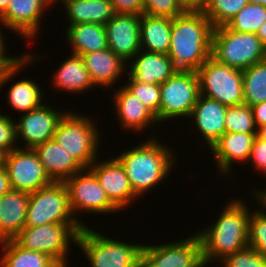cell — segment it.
Wrapping results in <instances>:
<instances>
[{"label": "cell", "instance_id": "obj_1", "mask_svg": "<svg viewBox=\"0 0 266 267\" xmlns=\"http://www.w3.org/2000/svg\"><path fill=\"white\" fill-rule=\"evenodd\" d=\"M234 198L224 203L216 221L196 231L202 243L203 260L210 266L246 248L248 245L249 218L253 208L246 199ZM213 261V262H212ZM217 261V262H216ZM210 264V265H209Z\"/></svg>", "mask_w": 266, "mask_h": 267}, {"label": "cell", "instance_id": "obj_2", "mask_svg": "<svg viewBox=\"0 0 266 267\" xmlns=\"http://www.w3.org/2000/svg\"><path fill=\"white\" fill-rule=\"evenodd\" d=\"M149 135L151 137L145 136L143 143L114 156L122 164L130 186L138 198H143L145 193L153 191L158 184L168 179L178 163L179 155L175 156L171 146L162 144L156 135Z\"/></svg>", "mask_w": 266, "mask_h": 267}, {"label": "cell", "instance_id": "obj_3", "mask_svg": "<svg viewBox=\"0 0 266 267\" xmlns=\"http://www.w3.org/2000/svg\"><path fill=\"white\" fill-rule=\"evenodd\" d=\"M213 30L203 11H185L172 19L168 56L177 70L196 72L211 56Z\"/></svg>", "mask_w": 266, "mask_h": 267}, {"label": "cell", "instance_id": "obj_4", "mask_svg": "<svg viewBox=\"0 0 266 267\" xmlns=\"http://www.w3.org/2000/svg\"><path fill=\"white\" fill-rule=\"evenodd\" d=\"M101 233L87 225L78 234L76 246L84 253L89 267H140L143 244H130Z\"/></svg>", "mask_w": 266, "mask_h": 267}, {"label": "cell", "instance_id": "obj_5", "mask_svg": "<svg viewBox=\"0 0 266 267\" xmlns=\"http://www.w3.org/2000/svg\"><path fill=\"white\" fill-rule=\"evenodd\" d=\"M97 125L93 117L68 110L59 121L53 139L84 168H89L99 157L100 139L104 134Z\"/></svg>", "mask_w": 266, "mask_h": 267}, {"label": "cell", "instance_id": "obj_6", "mask_svg": "<svg viewBox=\"0 0 266 267\" xmlns=\"http://www.w3.org/2000/svg\"><path fill=\"white\" fill-rule=\"evenodd\" d=\"M211 57L221 64L244 70L266 60V47L256 34L239 33L223 25L213 30Z\"/></svg>", "mask_w": 266, "mask_h": 267}, {"label": "cell", "instance_id": "obj_7", "mask_svg": "<svg viewBox=\"0 0 266 267\" xmlns=\"http://www.w3.org/2000/svg\"><path fill=\"white\" fill-rule=\"evenodd\" d=\"M82 228L81 224L25 226L13 240L22 248L46 253L55 261H69L70 245H77Z\"/></svg>", "mask_w": 266, "mask_h": 267}, {"label": "cell", "instance_id": "obj_8", "mask_svg": "<svg viewBox=\"0 0 266 267\" xmlns=\"http://www.w3.org/2000/svg\"><path fill=\"white\" fill-rule=\"evenodd\" d=\"M196 73L201 95L226 106L243 104L242 70L221 64L210 56Z\"/></svg>", "mask_w": 266, "mask_h": 267}, {"label": "cell", "instance_id": "obj_9", "mask_svg": "<svg viewBox=\"0 0 266 267\" xmlns=\"http://www.w3.org/2000/svg\"><path fill=\"white\" fill-rule=\"evenodd\" d=\"M44 224H80L71 211L63 182H52L29 194L25 226Z\"/></svg>", "mask_w": 266, "mask_h": 267}, {"label": "cell", "instance_id": "obj_10", "mask_svg": "<svg viewBox=\"0 0 266 267\" xmlns=\"http://www.w3.org/2000/svg\"><path fill=\"white\" fill-rule=\"evenodd\" d=\"M160 89L158 127L168 120L190 117L200 95L199 79L196 72L177 70L160 85Z\"/></svg>", "mask_w": 266, "mask_h": 267}, {"label": "cell", "instance_id": "obj_11", "mask_svg": "<svg viewBox=\"0 0 266 267\" xmlns=\"http://www.w3.org/2000/svg\"><path fill=\"white\" fill-rule=\"evenodd\" d=\"M63 183L68 192L69 205L74 218L83 227L87 225L78 217L80 213L106 214L107 216L109 213L112 215L120 213V210L107 197L96 176L88 168L74 174Z\"/></svg>", "mask_w": 266, "mask_h": 267}, {"label": "cell", "instance_id": "obj_12", "mask_svg": "<svg viewBox=\"0 0 266 267\" xmlns=\"http://www.w3.org/2000/svg\"><path fill=\"white\" fill-rule=\"evenodd\" d=\"M192 234L188 238L159 245L143 242L140 267H209L204 263L198 234Z\"/></svg>", "mask_w": 266, "mask_h": 267}, {"label": "cell", "instance_id": "obj_13", "mask_svg": "<svg viewBox=\"0 0 266 267\" xmlns=\"http://www.w3.org/2000/svg\"><path fill=\"white\" fill-rule=\"evenodd\" d=\"M16 149L6 154L5 168L11 188L28 194L52 183L34 149Z\"/></svg>", "mask_w": 266, "mask_h": 267}, {"label": "cell", "instance_id": "obj_14", "mask_svg": "<svg viewBox=\"0 0 266 267\" xmlns=\"http://www.w3.org/2000/svg\"><path fill=\"white\" fill-rule=\"evenodd\" d=\"M42 56L43 55L39 56L37 53H27L26 57L11 71H8L0 76V90L7 84L10 85L9 82L11 83L12 79H17V81L13 82L8 89L6 88L7 96L5 98H7L6 102L9 104V107L13 108L11 110L17 111L18 114L36 109L45 101L43 100V91L45 90H43V88L41 89L39 82L36 83L35 79L32 80L30 77L29 79L21 78L20 80L17 78V74H20L22 69L28 68L26 67L27 65L32 66V63L39 62L38 59L42 60Z\"/></svg>", "mask_w": 266, "mask_h": 267}, {"label": "cell", "instance_id": "obj_15", "mask_svg": "<svg viewBox=\"0 0 266 267\" xmlns=\"http://www.w3.org/2000/svg\"><path fill=\"white\" fill-rule=\"evenodd\" d=\"M49 101L43 103L36 109L21 113L16 121V137L22 148L34 149L37 145L53 139L56 127L65 115V110L50 105ZM48 103V104H47ZM54 107V108H53Z\"/></svg>", "mask_w": 266, "mask_h": 267}, {"label": "cell", "instance_id": "obj_16", "mask_svg": "<svg viewBox=\"0 0 266 267\" xmlns=\"http://www.w3.org/2000/svg\"><path fill=\"white\" fill-rule=\"evenodd\" d=\"M53 7L51 0H10L6 10L0 15V23L26 40H35L42 29L44 13ZM46 10V11H45Z\"/></svg>", "mask_w": 266, "mask_h": 267}, {"label": "cell", "instance_id": "obj_17", "mask_svg": "<svg viewBox=\"0 0 266 267\" xmlns=\"http://www.w3.org/2000/svg\"><path fill=\"white\" fill-rule=\"evenodd\" d=\"M111 157L106 161L99 160L98 157L88 169L96 176L109 200L122 211L128 209V206L130 208L138 197L130 186L122 164L115 157Z\"/></svg>", "mask_w": 266, "mask_h": 267}, {"label": "cell", "instance_id": "obj_18", "mask_svg": "<svg viewBox=\"0 0 266 267\" xmlns=\"http://www.w3.org/2000/svg\"><path fill=\"white\" fill-rule=\"evenodd\" d=\"M256 135L257 133L225 132L211 146L209 150L219 175H224L228 180L233 173L234 163L248 164Z\"/></svg>", "mask_w": 266, "mask_h": 267}, {"label": "cell", "instance_id": "obj_19", "mask_svg": "<svg viewBox=\"0 0 266 267\" xmlns=\"http://www.w3.org/2000/svg\"><path fill=\"white\" fill-rule=\"evenodd\" d=\"M108 48L128 63L141 50L140 15L115 14L105 24Z\"/></svg>", "mask_w": 266, "mask_h": 267}, {"label": "cell", "instance_id": "obj_20", "mask_svg": "<svg viewBox=\"0 0 266 267\" xmlns=\"http://www.w3.org/2000/svg\"><path fill=\"white\" fill-rule=\"evenodd\" d=\"M118 88V89H117ZM114 89L113 94L111 95L112 106H114V113L119 127L124 131L129 130L135 134L140 131L146 133L145 130L152 128L153 125H157L158 120L156 115L144 105L138 98H136L133 93H131L124 85L117 86ZM115 100V101H114ZM152 125V126H151Z\"/></svg>", "mask_w": 266, "mask_h": 267}, {"label": "cell", "instance_id": "obj_21", "mask_svg": "<svg viewBox=\"0 0 266 267\" xmlns=\"http://www.w3.org/2000/svg\"><path fill=\"white\" fill-rule=\"evenodd\" d=\"M228 106L219 103L217 100L210 99L203 95L199 98L193 107L189 119L193 120L203 140L202 145L206 144L208 151L211 146L226 132L225 115Z\"/></svg>", "mask_w": 266, "mask_h": 267}, {"label": "cell", "instance_id": "obj_22", "mask_svg": "<svg viewBox=\"0 0 266 267\" xmlns=\"http://www.w3.org/2000/svg\"><path fill=\"white\" fill-rule=\"evenodd\" d=\"M130 61L125 73L135 82L161 85L177 71L168 54L141 49Z\"/></svg>", "mask_w": 266, "mask_h": 267}, {"label": "cell", "instance_id": "obj_23", "mask_svg": "<svg viewBox=\"0 0 266 267\" xmlns=\"http://www.w3.org/2000/svg\"><path fill=\"white\" fill-rule=\"evenodd\" d=\"M94 85L112 90L124 78L127 63L109 48L81 55ZM115 85V86H114ZM109 89V90H108Z\"/></svg>", "mask_w": 266, "mask_h": 267}, {"label": "cell", "instance_id": "obj_24", "mask_svg": "<svg viewBox=\"0 0 266 267\" xmlns=\"http://www.w3.org/2000/svg\"><path fill=\"white\" fill-rule=\"evenodd\" d=\"M34 150L52 182H64L85 169L54 139L37 145Z\"/></svg>", "mask_w": 266, "mask_h": 267}, {"label": "cell", "instance_id": "obj_25", "mask_svg": "<svg viewBox=\"0 0 266 267\" xmlns=\"http://www.w3.org/2000/svg\"><path fill=\"white\" fill-rule=\"evenodd\" d=\"M29 194L11 189L0 197V242L13 240L25 227Z\"/></svg>", "mask_w": 266, "mask_h": 267}, {"label": "cell", "instance_id": "obj_26", "mask_svg": "<svg viewBox=\"0 0 266 267\" xmlns=\"http://www.w3.org/2000/svg\"><path fill=\"white\" fill-rule=\"evenodd\" d=\"M71 56V57H70ZM70 56L64 59L60 63V66L57 70H54L52 78L53 89H56L61 92H67L70 94H80L93 90V87L96 88L94 83L91 80L90 74L86 69L82 56L78 54L71 53Z\"/></svg>", "mask_w": 266, "mask_h": 267}, {"label": "cell", "instance_id": "obj_27", "mask_svg": "<svg viewBox=\"0 0 266 267\" xmlns=\"http://www.w3.org/2000/svg\"><path fill=\"white\" fill-rule=\"evenodd\" d=\"M67 23H94L105 25L114 15L111 0H62ZM69 21V22H68Z\"/></svg>", "mask_w": 266, "mask_h": 267}, {"label": "cell", "instance_id": "obj_28", "mask_svg": "<svg viewBox=\"0 0 266 267\" xmlns=\"http://www.w3.org/2000/svg\"><path fill=\"white\" fill-rule=\"evenodd\" d=\"M172 18L140 15L141 49L168 54L171 44Z\"/></svg>", "mask_w": 266, "mask_h": 267}, {"label": "cell", "instance_id": "obj_29", "mask_svg": "<svg viewBox=\"0 0 266 267\" xmlns=\"http://www.w3.org/2000/svg\"><path fill=\"white\" fill-rule=\"evenodd\" d=\"M67 27L65 34L72 53L83 55L108 48L105 25L79 23Z\"/></svg>", "mask_w": 266, "mask_h": 267}, {"label": "cell", "instance_id": "obj_30", "mask_svg": "<svg viewBox=\"0 0 266 267\" xmlns=\"http://www.w3.org/2000/svg\"><path fill=\"white\" fill-rule=\"evenodd\" d=\"M0 245L3 250L0 267H50L55 262L48 254L24 249L14 240L0 242Z\"/></svg>", "mask_w": 266, "mask_h": 267}, {"label": "cell", "instance_id": "obj_31", "mask_svg": "<svg viewBox=\"0 0 266 267\" xmlns=\"http://www.w3.org/2000/svg\"><path fill=\"white\" fill-rule=\"evenodd\" d=\"M243 97L248 106H253L266 101V60L255 63L242 70Z\"/></svg>", "mask_w": 266, "mask_h": 267}, {"label": "cell", "instance_id": "obj_32", "mask_svg": "<svg viewBox=\"0 0 266 267\" xmlns=\"http://www.w3.org/2000/svg\"><path fill=\"white\" fill-rule=\"evenodd\" d=\"M264 22H266V7L248 3L226 26L239 33L256 34Z\"/></svg>", "mask_w": 266, "mask_h": 267}, {"label": "cell", "instance_id": "obj_33", "mask_svg": "<svg viewBox=\"0 0 266 267\" xmlns=\"http://www.w3.org/2000/svg\"><path fill=\"white\" fill-rule=\"evenodd\" d=\"M250 191L249 194L254 197L252 201L257 203L259 209L252 210L249 218L248 245L266 258V209L259 204L256 194Z\"/></svg>", "mask_w": 266, "mask_h": 267}, {"label": "cell", "instance_id": "obj_34", "mask_svg": "<svg viewBox=\"0 0 266 267\" xmlns=\"http://www.w3.org/2000/svg\"><path fill=\"white\" fill-rule=\"evenodd\" d=\"M248 3L249 0H208L203 12L215 28L227 25Z\"/></svg>", "mask_w": 266, "mask_h": 267}, {"label": "cell", "instance_id": "obj_35", "mask_svg": "<svg viewBox=\"0 0 266 267\" xmlns=\"http://www.w3.org/2000/svg\"><path fill=\"white\" fill-rule=\"evenodd\" d=\"M225 128L226 132L257 133L252 108L246 104L228 106Z\"/></svg>", "mask_w": 266, "mask_h": 267}, {"label": "cell", "instance_id": "obj_36", "mask_svg": "<svg viewBox=\"0 0 266 267\" xmlns=\"http://www.w3.org/2000/svg\"><path fill=\"white\" fill-rule=\"evenodd\" d=\"M125 76L128 80L125 81L124 86L156 115L159 123L160 85L135 82L128 74Z\"/></svg>", "mask_w": 266, "mask_h": 267}, {"label": "cell", "instance_id": "obj_37", "mask_svg": "<svg viewBox=\"0 0 266 267\" xmlns=\"http://www.w3.org/2000/svg\"><path fill=\"white\" fill-rule=\"evenodd\" d=\"M221 264V265H220ZM220 267H266V258L252 247L235 252L219 263Z\"/></svg>", "mask_w": 266, "mask_h": 267}, {"label": "cell", "instance_id": "obj_38", "mask_svg": "<svg viewBox=\"0 0 266 267\" xmlns=\"http://www.w3.org/2000/svg\"><path fill=\"white\" fill-rule=\"evenodd\" d=\"M184 12L177 0H143V13L147 15L173 19Z\"/></svg>", "mask_w": 266, "mask_h": 267}, {"label": "cell", "instance_id": "obj_39", "mask_svg": "<svg viewBox=\"0 0 266 267\" xmlns=\"http://www.w3.org/2000/svg\"><path fill=\"white\" fill-rule=\"evenodd\" d=\"M12 118L0 112V150L6 154L18 147L16 121Z\"/></svg>", "mask_w": 266, "mask_h": 267}, {"label": "cell", "instance_id": "obj_40", "mask_svg": "<svg viewBox=\"0 0 266 267\" xmlns=\"http://www.w3.org/2000/svg\"><path fill=\"white\" fill-rule=\"evenodd\" d=\"M249 163L252 164V168L255 171H258L257 173H262V175L265 174L266 176V140L255 137Z\"/></svg>", "mask_w": 266, "mask_h": 267}, {"label": "cell", "instance_id": "obj_41", "mask_svg": "<svg viewBox=\"0 0 266 267\" xmlns=\"http://www.w3.org/2000/svg\"><path fill=\"white\" fill-rule=\"evenodd\" d=\"M4 27L2 24H0V76L5 74L8 71H11L16 65H18L25 57L27 54H21L19 56H10L8 54L7 56V48L8 45L6 44V39L5 35L3 34V28ZM2 30V31H1ZM7 45V46H6ZM6 54V55H5Z\"/></svg>", "mask_w": 266, "mask_h": 267}, {"label": "cell", "instance_id": "obj_42", "mask_svg": "<svg viewBox=\"0 0 266 267\" xmlns=\"http://www.w3.org/2000/svg\"><path fill=\"white\" fill-rule=\"evenodd\" d=\"M115 14H143V0H111Z\"/></svg>", "mask_w": 266, "mask_h": 267}, {"label": "cell", "instance_id": "obj_43", "mask_svg": "<svg viewBox=\"0 0 266 267\" xmlns=\"http://www.w3.org/2000/svg\"><path fill=\"white\" fill-rule=\"evenodd\" d=\"M251 108L257 128L266 124V101L253 105Z\"/></svg>", "mask_w": 266, "mask_h": 267}, {"label": "cell", "instance_id": "obj_44", "mask_svg": "<svg viewBox=\"0 0 266 267\" xmlns=\"http://www.w3.org/2000/svg\"><path fill=\"white\" fill-rule=\"evenodd\" d=\"M185 11H203L208 0H177Z\"/></svg>", "mask_w": 266, "mask_h": 267}, {"label": "cell", "instance_id": "obj_45", "mask_svg": "<svg viewBox=\"0 0 266 267\" xmlns=\"http://www.w3.org/2000/svg\"><path fill=\"white\" fill-rule=\"evenodd\" d=\"M11 185L6 168L0 169V197L11 190Z\"/></svg>", "mask_w": 266, "mask_h": 267}, {"label": "cell", "instance_id": "obj_46", "mask_svg": "<svg viewBox=\"0 0 266 267\" xmlns=\"http://www.w3.org/2000/svg\"><path fill=\"white\" fill-rule=\"evenodd\" d=\"M257 187V185L256 187H253L254 189L252 192L256 194L259 204L266 209V188L264 187L263 190V188L257 189Z\"/></svg>", "mask_w": 266, "mask_h": 267}, {"label": "cell", "instance_id": "obj_47", "mask_svg": "<svg viewBox=\"0 0 266 267\" xmlns=\"http://www.w3.org/2000/svg\"><path fill=\"white\" fill-rule=\"evenodd\" d=\"M256 35L259 37V39L261 40L262 44L266 47V22H264L258 32L256 33Z\"/></svg>", "mask_w": 266, "mask_h": 267}, {"label": "cell", "instance_id": "obj_48", "mask_svg": "<svg viewBox=\"0 0 266 267\" xmlns=\"http://www.w3.org/2000/svg\"><path fill=\"white\" fill-rule=\"evenodd\" d=\"M257 137L266 140V124L257 128Z\"/></svg>", "mask_w": 266, "mask_h": 267}, {"label": "cell", "instance_id": "obj_49", "mask_svg": "<svg viewBox=\"0 0 266 267\" xmlns=\"http://www.w3.org/2000/svg\"><path fill=\"white\" fill-rule=\"evenodd\" d=\"M69 261H55L50 267H69Z\"/></svg>", "mask_w": 266, "mask_h": 267}, {"label": "cell", "instance_id": "obj_50", "mask_svg": "<svg viewBox=\"0 0 266 267\" xmlns=\"http://www.w3.org/2000/svg\"><path fill=\"white\" fill-rule=\"evenodd\" d=\"M10 0H0V15L6 10Z\"/></svg>", "mask_w": 266, "mask_h": 267}, {"label": "cell", "instance_id": "obj_51", "mask_svg": "<svg viewBox=\"0 0 266 267\" xmlns=\"http://www.w3.org/2000/svg\"><path fill=\"white\" fill-rule=\"evenodd\" d=\"M5 158H6V153L0 150V169L5 167Z\"/></svg>", "mask_w": 266, "mask_h": 267}, {"label": "cell", "instance_id": "obj_52", "mask_svg": "<svg viewBox=\"0 0 266 267\" xmlns=\"http://www.w3.org/2000/svg\"><path fill=\"white\" fill-rule=\"evenodd\" d=\"M251 4H259L266 7V0H249Z\"/></svg>", "mask_w": 266, "mask_h": 267}, {"label": "cell", "instance_id": "obj_53", "mask_svg": "<svg viewBox=\"0 0 266 267\" xmlns=\"http://www.w3.org/2000/svg\"><path fill=\"white\" fill-rule=\"evenodd\" d=\"M57 1H59L58 3H60V1H62V0H51V2H52L53 5H55V3H56V5H57ZM54 2H55V3H54Z\"/></svg>", "mask_w": 266, "mask_h": 267}]
</instances>
